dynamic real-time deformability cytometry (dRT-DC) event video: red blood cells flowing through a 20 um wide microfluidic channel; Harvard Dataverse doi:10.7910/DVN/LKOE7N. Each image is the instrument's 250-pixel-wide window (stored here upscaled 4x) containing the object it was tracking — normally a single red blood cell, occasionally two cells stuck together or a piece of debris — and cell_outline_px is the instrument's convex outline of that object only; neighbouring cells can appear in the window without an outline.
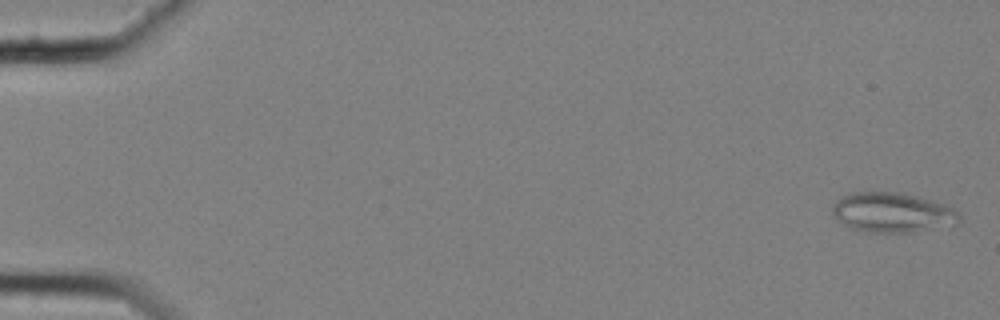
{"species": "common noctule bat (a hibernating species)", "species_latin": "Nyctalus noctula", "temperature_condition": "cold", "stored_images_in_passage": 7, "camera_frame_rate_fps": 3000, "um_per_image_px": 0.085, "animal": {"sex": "female", "body_mass_g": 25.1}, "frame": {"image": 1, "passage_image": 2, "time_ms": 0.333, "image_size_px": [1000, 320], "cell_outline_px": [[960, 224], [912, 232], [868, 232], [852, 228], [844, 224], [832, 212], [832, 204], [836, 200], [848, 192], [900, 192], [916, 196], [944, 204], [956, 208], [960, 212]], "centroid_in_image_um": [75.89, 18.05], "position_along_channel_um": 9.1, "area_um2": 29.59}}